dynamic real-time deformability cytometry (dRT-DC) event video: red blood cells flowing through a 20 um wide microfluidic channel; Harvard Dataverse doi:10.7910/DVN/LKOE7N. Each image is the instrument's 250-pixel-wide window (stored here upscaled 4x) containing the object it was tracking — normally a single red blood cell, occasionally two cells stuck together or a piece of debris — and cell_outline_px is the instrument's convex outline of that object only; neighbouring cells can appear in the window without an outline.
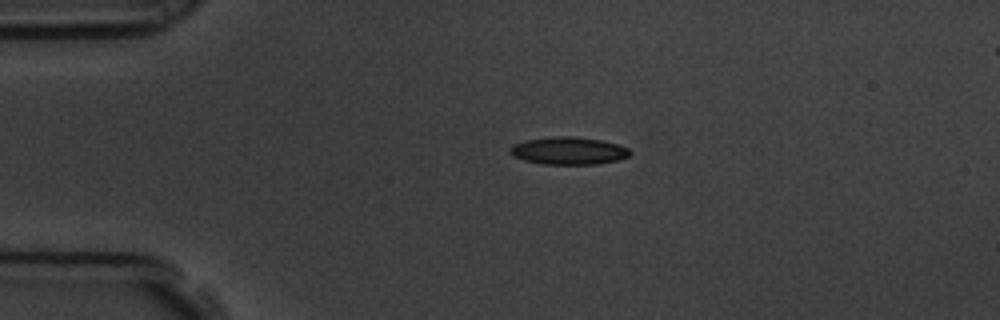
{"species": "common noctule bat (a hibernating species)", "species_latin": "Nyctalus noctula", "temperature_condition": "room temperature", "stored_images_in_passage": 4, "segment_of_instrument_passage": [1, 2], "camera_frame_rate_fps": 3000, "um_per_image_px": 0.085, "animal": {"sex": "male", "body_mass_g": 19.5, "forearm_length_mm": 54.6}, "frame": {"image": 1, "passage_image": 2, "time_ms": 0.333, "image_size_px": [1000, 320], "cell_outline_px": [[632, 152], [628, 156], [616, 160], [596, 164], [544, 164], [524, 160], [512, 156], [508, 152], [508, 148], [512, 144], [524, 140], [552, 136], [572, 136], [600, 140], [616, 144], [628, 148]], "centroid_in_image_um": [48.25, 12.81], "position_along_channel_um": 36.8, "area_um2": 19.31}}